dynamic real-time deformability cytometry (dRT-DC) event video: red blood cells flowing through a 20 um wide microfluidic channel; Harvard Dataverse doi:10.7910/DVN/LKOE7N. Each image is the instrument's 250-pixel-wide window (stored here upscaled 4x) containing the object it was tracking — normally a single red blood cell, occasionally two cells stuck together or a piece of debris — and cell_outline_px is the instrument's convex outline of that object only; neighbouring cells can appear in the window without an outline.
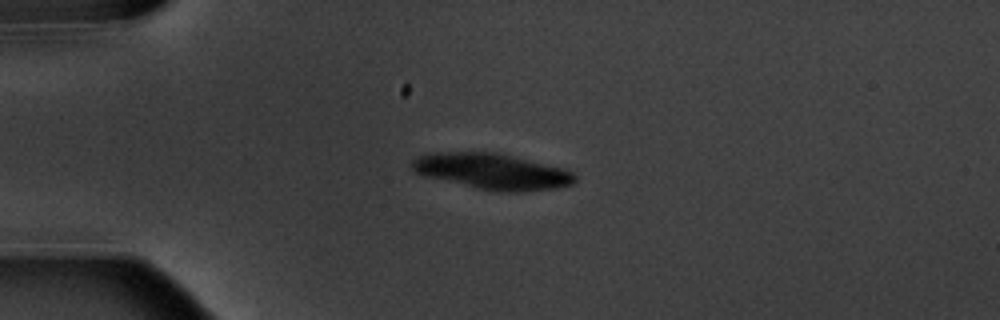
{"species": "common noctule bat (a hibernating species)", "species_latin": "Nyctalus noctula", "temperature_condition": "warm", "stored_images_in_passage": 4, "camera_frame_rate_fps": 3000, "um_per_image_px": 0.085, "animal": {"sex": "male", "body_mass_g": 20.1, "forearm_length_mm": 53.5}, "frame": {"image": 1, "passage_image": 3, "time_ms": 3.0, "image_size_px": [1000, 320], "cell_outline_px": [[576, 180], [572, 184], [556, 188], [524, 192], [496, 192], [476, 188], [428, 176], [416, 172], [412, 168], [412, 160], [420, 156], [432, 152], [496, 152], [564, 168], [572, 172], [576, 176]], "centroid_in_image_um": [41.89, 14.57], "position_along_channel_um": 43.1, "area_um2": 33.87}}